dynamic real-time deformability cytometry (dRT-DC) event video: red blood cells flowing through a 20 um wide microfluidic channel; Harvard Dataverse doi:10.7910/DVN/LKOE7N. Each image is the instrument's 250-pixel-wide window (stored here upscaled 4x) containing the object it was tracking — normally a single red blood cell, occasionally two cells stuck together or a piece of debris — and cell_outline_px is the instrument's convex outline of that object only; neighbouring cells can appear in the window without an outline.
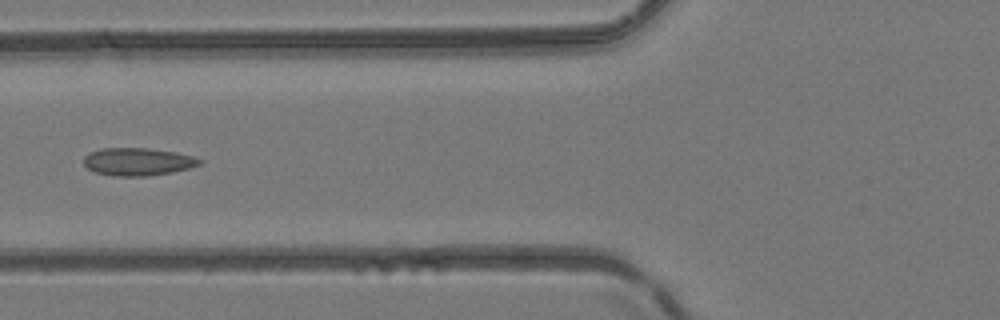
{"species": "common noctule bat (a hibernating species)", "species_latin": "Nyctalus noctula", "temperature_condition": "room temperature", "stored_images_in_passage": 14, "camera_frame_rate_fps": 3000, "um_per_image_px": 0.085, "animal": {"sex": "female", "body_mass_g": 24.6, "forearm_length_mm": 56.2}, "frame": {"image": 1, "passage_image": 7, "time_ms": 2.0, "image_size_px": [1000, 320], "cell_outline_px": [[204, 160], [200, 164], [188, 168], [172, 172], [144, 176], [112, 176], [96, 172], [88, 168], [84, 164], [84, 156], [88, 152], [100, 148], [148, 148], [176, 152], [192, 156]], "centroid_in_image_um": [11.69, 13.73], "position_along_channel_um": 114.1, "area_um2": 18.73}}
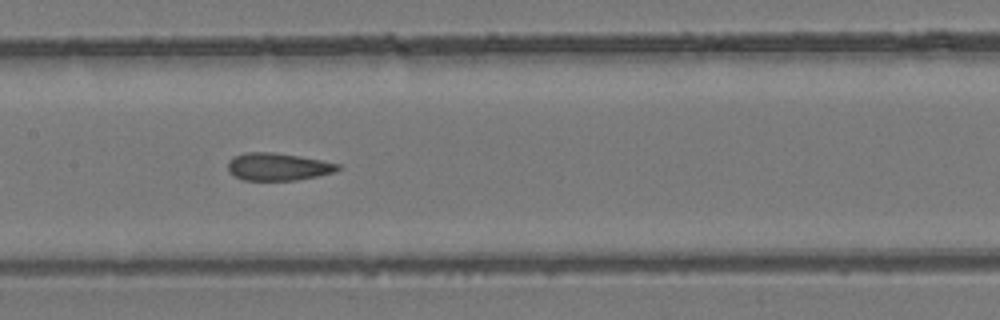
{"frame": {"image": 2, "passage_image": 12, "time_ms": 3.667, "image_size_px": [1000, 320], "cell_outline_px": [[340, 168], [332, 172], [316, 176], [296, 180], [244, 180], [228, 172], [228, 160], [232, 156], [244, 152], [272, 152], [300, 156], [340, 164]], "centroid_in_image_um": [23.57, 14.16], "position_along_channel_um": 183.8, "area_um2": 17.57}}